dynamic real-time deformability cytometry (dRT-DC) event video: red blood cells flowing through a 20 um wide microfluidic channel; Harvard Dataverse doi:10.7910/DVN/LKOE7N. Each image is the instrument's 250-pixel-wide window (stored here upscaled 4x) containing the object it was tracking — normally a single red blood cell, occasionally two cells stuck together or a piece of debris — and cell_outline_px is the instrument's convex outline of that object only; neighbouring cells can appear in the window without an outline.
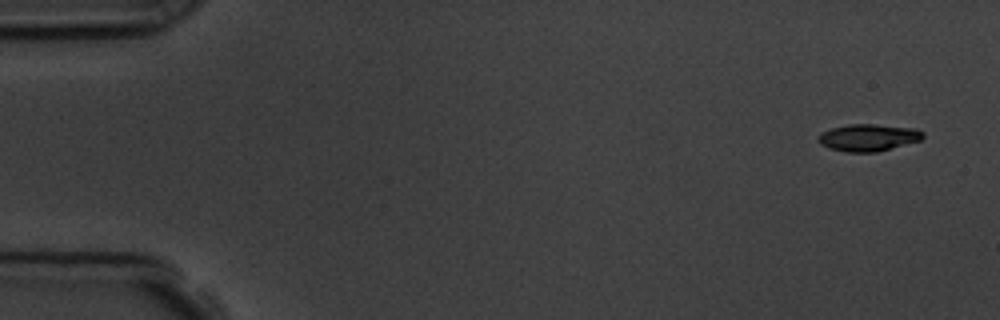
{"species": "common noctule bat (a hibernating species)", "species_latin": "Nyctalus noctula", "temperature_condition": "room temperature", "stored_images_in_passage": 5, "segment_of_instrument_passage": [1, 2], "camera_frame_rate_fps": 3000, "um_per_image_px": 0.085, "animal": {"sex": "male", "body_mass_g": 19.5, "forearm_length_mm": 54.6}, "frame": {"image": 1, "passage_image": 1, "time_ms": 0.0, "image_size_px": [1000, 320], "cell_outline_px": [[924, 136], [920, 140], [876, 152], [848, 152], [828, 148], [820, 144], [816, 140], [816, 136], [820, 132], [832, 128], [848, 124], [872, 124], [916, 128], [924, 132]], "centroid_in_image_um": [73.75, 11.68], "position_along_channel_um": 11.2, "area_um2": 16.59}}